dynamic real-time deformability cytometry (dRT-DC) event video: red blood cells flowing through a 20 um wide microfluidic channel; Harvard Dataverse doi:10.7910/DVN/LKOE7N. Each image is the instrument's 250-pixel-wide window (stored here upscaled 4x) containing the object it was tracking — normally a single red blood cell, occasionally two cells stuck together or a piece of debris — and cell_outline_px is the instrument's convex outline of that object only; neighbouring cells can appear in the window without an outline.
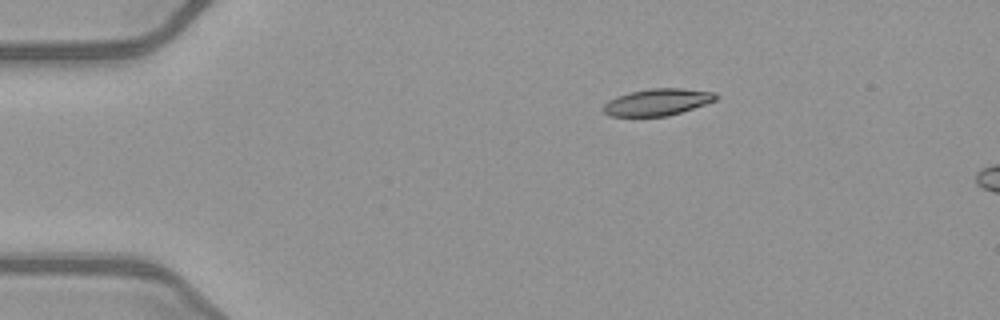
{"species": "common noctule bat (a hibernating species)", "species_latin": "Nyctalus noctula", "temperature_condition": "warm", "stored_images_in_passage": 6, "camera_frame_rate_fps": 3000, "um_per_image_px": 0.085, "animal": {"sex": "female", "body_mass_g": 21.9}, "frame": {"image": 1, "passage_image": 1, "time_ms": 0.0, "image_size_px": [1000, 320], "cell_outline_px": [[720, 96], [716, 100], [668, 116], [612, 116], [604, 112], [600, 108], [608, 100], [628, 92], [648, 88], [684, 88], [716, 92]], "centroid_in_image_um": [55.88, 8.66], "position_along_channel_um": 29.1, "area_um2": 17.69}}